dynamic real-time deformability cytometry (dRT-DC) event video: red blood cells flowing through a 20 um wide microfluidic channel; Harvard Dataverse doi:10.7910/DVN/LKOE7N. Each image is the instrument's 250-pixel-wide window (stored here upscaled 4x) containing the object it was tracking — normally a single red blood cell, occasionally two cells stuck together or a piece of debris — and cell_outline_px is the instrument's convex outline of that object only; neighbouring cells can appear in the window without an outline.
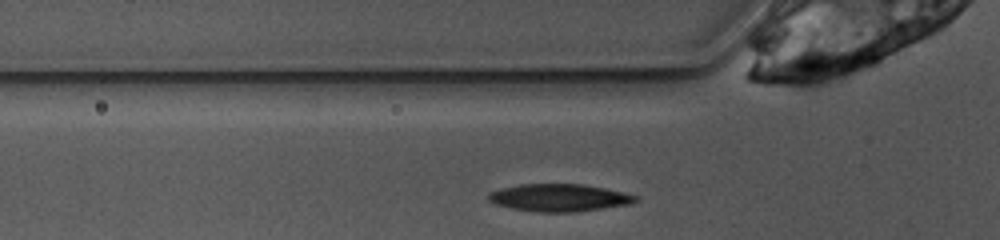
{"species": "common noctule bat (a hibernating species)", "species_latin": "Nyctalus noctula", "temperature_condition": "warm", "stored_images_in_passage": 24, "camera_frame_rate_fps": 3000, "um_per_image_px": 0.085, "animal": {"sex": "female", "body_mass_g": 10.0, "forearm_length_mm": 53.1}, "frame": {"image": 1, "passage_image": 2, "time_ms": 0.333, "image_size_px": [1000, 240], "cell_outline_px": [[640, 200], [632, 204], [576, 212], [540, 212], [512, 208], [496, 204], [488, 200], [488, 192], [500, 188], [520, 184], [584, 184], [624, 192], [636, 196]], "centroid_in_image_um": [47.55, 16.8], "position_along_channel_um": 78.3, "area_um2": 23.64}}
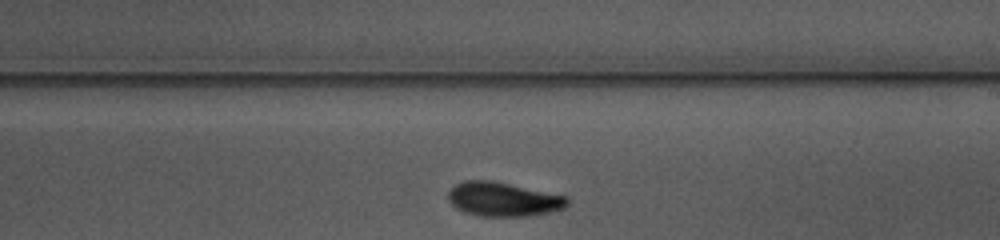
{"frame": {"image": 2, "passage_image": 15, "time_ms": 4.667, "image_size_px": [1000, 240], "cell_outline_px": [[568, 204], [564, 208], [552, 212], [528, 216], [480, 216], [464, 212], [456, 208], [448, 200], [448, 188], [464, 180], [492, 180], [568, 196]], "centroid_in_image_um": [42.76, 16.93], "position_along_channel_um": 246.2, "area_um2": 23.93}}
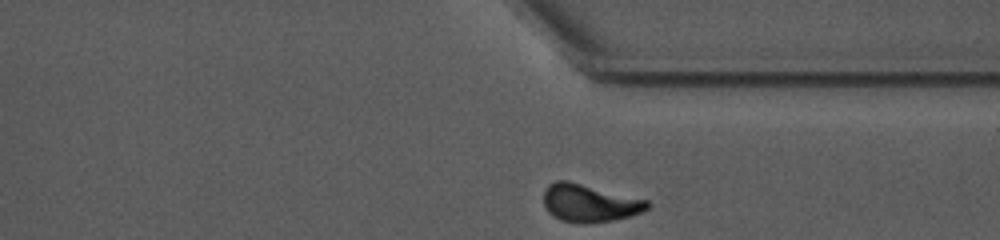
{"frame": {"image": 3, "passage_image": 24, "time_ms": 7.667, "image_size_px": [1000, 240], "cell_outline_px": [[652, 204], [648, 208], [632, 216], [616, 220], [584, 224], [560, 220], [552, 216], [548, 212], [544, 204], [544, 188], [548, 184], [556, 180], [568, 180], [648, 200]], "centroid_in_image_um": [50.1, 17.26], "position_along_channel_um": 361.3, "area_um2": 23.12}, "authors_computed_cell_mechanics": {"area_um2": 23.1489, "velocity_mm_per_s": 3.8546, "shape_relaxation_time_tau1_ms": 3.4327, "shape_relaxation_time_tau2_ms": 3.4262, "deformation_change_tau1": 0.1457, "deformation_change_tau2": 0.0782}}